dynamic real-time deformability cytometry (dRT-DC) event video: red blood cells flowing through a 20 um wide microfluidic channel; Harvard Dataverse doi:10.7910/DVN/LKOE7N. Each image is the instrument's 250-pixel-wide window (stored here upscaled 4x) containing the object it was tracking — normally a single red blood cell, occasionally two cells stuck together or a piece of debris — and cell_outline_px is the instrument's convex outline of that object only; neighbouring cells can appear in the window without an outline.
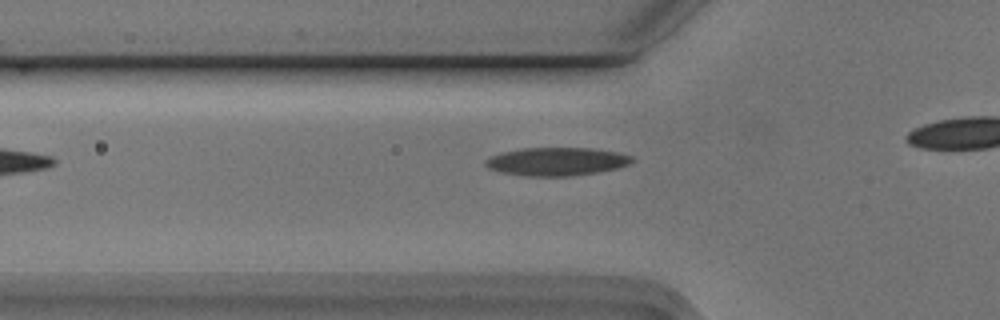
{"species": "Egyptian fruit bat (a non-hibernating species)", "species_latin": "Rousettus aegyptiacus", "temperature_condition": "cold", "stored_images_in_passage": 13, "camera_frame_rate_fps": 3000, "um_per_image_px": 0.085, "animal": {"sex": "male"}, "frame": {"image": 1, "passage_image": 4, "time_ms": 1.0, "image_size_px": [1000, 320], "cell_outline_px": [[636, 160], [628, 164], [616, 168], [596, 172], [568, 176], [524, 176], [500, 172], [488, 168], [484, 164], [484, 160], [492, 156], [504, 152], [520, 148], [588, 148], [616, 152], [632, 156]], "centroid_in_image_um": [47.28, 13.73], "position_along_channel_um": 78.5, "area_um2": 23.93}}
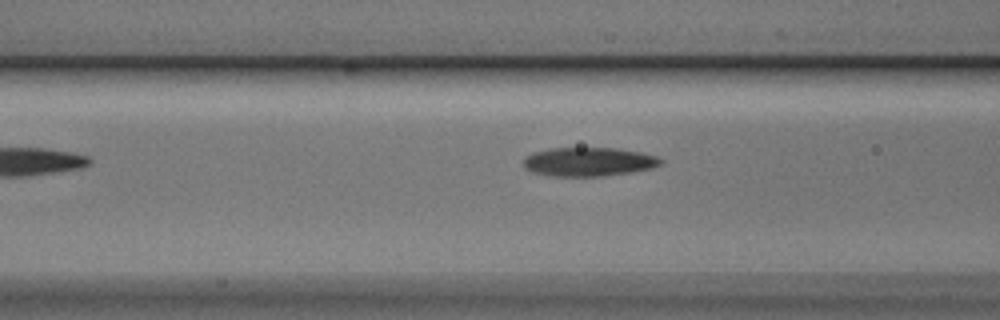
{"frame": {"image": 2, "passage_image": 7, "time_ms": 2.0, "image_size_px": [1000, 320], "cell_outline_px": [[664, 164], [652, 168], [632, 172], [604, 176], [552, 176], [532, 172], [524, 168], [524, 156], [536, 152], [552, 148], [616, 148], [640, 152], [656, 156], [664, 160]], "centroid_in_image_um": [50.07, 13.76], "position_along_channel_um": 116.5, "area_um2": 23.18}}
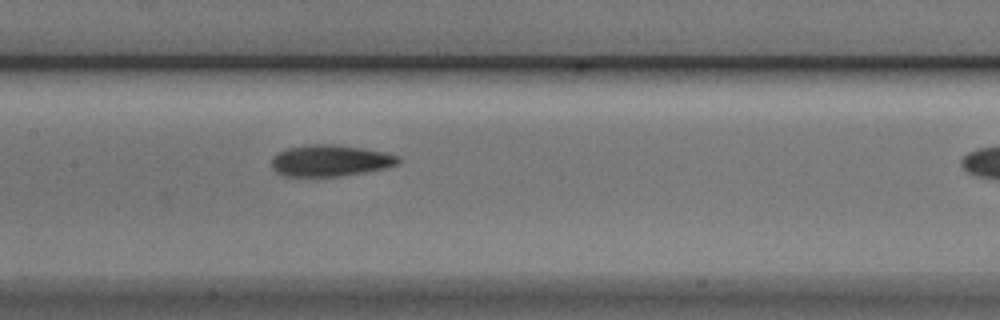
{"frame": {"image": 3, "passage_image": 12, "time_ms": 3.667, "image_size_px": [1000, 320], "cell_outline_px": [[400, 164], [384, 168], [364, 172], [340, 176], [284, 176], [276, 172], [272, 168], [272, 156], [276, 152], [288, 148], [308, 144], [336, 144], [364, 148], [384, 152], [400, 156]], "centroid_in_image_um": [28.06, 13.64], "position_along_channel_um": 179.3, "area_um2": 23.41}}